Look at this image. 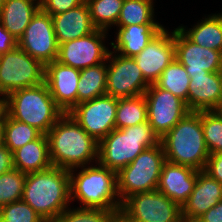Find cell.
Masks as SVG:
<instances>
[{
	"label": "cell",
	"instance_id": "8d00e7d4",
	"mask_svg": "<svg viewBox=\"0 0 222 222\" xmlns=\"http://www.w3.org/2000/svg\"><path fill=\"white\" fill-rule=\"evenodd\" d=\"M203 171L222 184V152L210 154Z\"/></svg>",
	"mask_w": 222,
	"mask_h": 222
},
{
	"label": "cell",
	"instance_id": "f1b7e54d",
	"mask_svg": "<svg viewBox=\"0 0 222 222\" xmlns=\"http://www.w3.org/2000/svg\"><path fill=\"white\" fill-rule=\"evenodd\" d=\"M155 84L164 90L172 92L175 96L186 102L188 107V88L190 76L185 67L174 58L173 61L164 69Z\"/></svg>",
	"mask_w": 222,
	"mask_h": 222
},
{
	"label": "cell",
	"instance_id": "4dcf8cb0",
	"mask_svg": "<svg viewBox=\"0 0 222 222\" xmlns=\"http://www.w3.org/2000/svg\"><path fill=\"white\" fill-rule=\"evenodd\" d=\"M124 0H86L90 9L92 24L96 29L108 31L116 25Z\"/></svg>",
	"mask_w": 222,
	"mask_h": 222
},
{
	"label": "cell",
	"instance_id": "3957f363",
	"mask_svg": "<svg viewBox=\"0 0 222 222\" xmlns=\"http://www.w3.org/2000/svg\"><path fill=\"white\" fill-rule=\"evenodd\" d=\"M168 162L204 170L210 155L201 124V111L188 112L160 138Z\"/></svg>",
	"mask_w": 222,
	"mask_h": 222
},
{
	"label": "cell",
	"instance_id": "ab89813d",
	"mask_svg": "<svg viewBox=\"0 0 222 222\" xmlns=\"http://www.w3.org/2000/svg\"><path fill=\"white\" fill-rule=\"evenodd\" d=\"M14 169L13 153L4 145L0 147V175Z\"/></svg>",
	"mask_w": 222,
	"mask_h": 222
},
{
	"label": "cell",
	"instance_id": "83f0119b",
	"mask_svg": "<svg viewBox=\"0 0 222 222\" xmlns=\"http://www.w3.org/2000/svg\"><path fill=\"white\" fill-rule=\"evenodd\" d=\"M147 121V103L144 94L118 98L115 129L138 125Z\"/></svg>",
	"mask_w": 222,
	"mask_h": 222
},
{
	"label": "cell",
	"instance_id": "d6986e66",
	"mask_svg": "<svg viewBox=\"0 0 222 222\" xmlns=\"http://www.w3.org/2000/svg\"><path fill=\"white\" fill-rule=\"evenodd\" d=\"M197 173L194 168L165 161L157 190L182 207L194 190Z\"/></svg>",
	"mask_w": 222,
	"mask_h": 222
},
{
	"label": "cell",
	"instance_id": "9c48e42d",
	"mask_svg": "<svg viewBox=\"0 0 222 222\" xmlns=\"http://www.w3.org/2000/svg\"><path fill=\"white\" fill-rule=\"evenodd\" d=\"M120 212L132 222H184L181 206L157 189L130 195Z\"/></svg>",
	"mask_w": 222,
	"mask_h": 222
},
{
	"label": "cell",
	"instance_id": "ac0fdd59",
	"mask_svg": "<svg viewBox=\"0 0 222 222\" xmlns=\"http://www.w3.org/2000/svg\"><path fill=\"white\" fill-rule=\"evenodd\" d=\"M188 109L211 111L222 108V71L189 75Z\"/></svg>",
	"mask_w": 222,
	"mask_h": 222
},
{
	"label": "cell",
	"instance_id": "e575fe53",
	"mask_svg": "<svg viewBox=\"0 0 222 222\" xmlns=\"http://www.w3.org/2000/svg\"><path fill=\"white\" fill-rule=\"evenodd\" d=\"M0 216L8 222H46L22 199L1 207Z\"/></svg>",
	"mask_w": 222,
	"mask_h": 222
},
{
	"label": "cell",
	"instance_id": "60d3db41",
	"mask_svg": "<svg viewBox=\"0 0 222 222\" xmlns=\"http://www.w3.org/2000/svg\"><path fill=\"white\" fill-rule=\"evenodd\" d=\"M109 222H132L125 215H123L120 211L116 212Z\"/></svg>",
	"mask_w": 222,
	"mask_h": 222
},
{
	"label": "cell",
	"instance_id": "7bdbcfd3",
	"mask_svg": "<svg viewBox=\"0 0 222 222\" xmlns=\"http://www.w3.org/2000/svg\"><path fill=\"white\" fill-rule=\"evenodd\" d=\"M3 145L2 130L0 129V147Z\"/></svg>",
	"mask_w": 222,
	"mask_h": 222
},
{
	"label": "cell",
	"instance_id": "cb8c5ba5",
	"mask_svg": "<svg viewBox=\"0 0 222 222\" xmlns=\"http://www.w3.org/2000/svg\"><path fill=\"white\" fill-rule=\"evenodd\" d=\"M39 9L40 3H36V0H5L0 11V22L18 40Z\"/></svg>",
	"mask_w": 222,
	"mask_h": 222
},
{
	"label": "cell",
	"instance_id": "1f68e13d",
	"mask_svg": "<svg viewBox=\"0 0 222 222\" xmlns=\"http://www.w3.org/2000/svg\"><path fill=\"white\" fill-rule=\"evenodd\" d=\"M204 139L210 154L222 152L221 110L201 111Z\"/></svg>",
	"mask_w": 222,
	"mask_h": 222
},
{
	"label": "cell",
	"instance_id": "f6af8a7d",
	"mask_svg": "<svg viewBox=\"0 0 222 222\" xmlns=\"http://www.w3.org/2000/svg\"><path fill=\"white\" fill-rule=\"evenodd\" d=\"M0 222H8L0 216Z\"/></svg>",
	"mask_w": 222,
	"mask_h": 222
},
{
	"label": "cell",
	"instance_id": "30bf717a",
	"mask_svg": "<svg viewBox=\"0 0 222 222\" xmlns=\"http://www.w3.org/2000/svg\"><path fill=\"white\" fill-rule=\"evenodd\" d=\"M144 96L147 103V121L159 138L190 112L184 100L159 88L155 83L150 84Z\"/></svg>",
	"mask_w": 222,
	"mask_h": 222
},
{
	"label": "cell",
	"instance_id": "ffe728a7",
	"mask_svg": "<svg viewBox=\"0 0 222 222\" xmlns=\"http://www.w3.org/2000/svg\"><path fill=\"white\" fill-rule=\"evenodd\" d=\"M221 200L222 184L203 170L198 171L194 190L181 207L183 221L195 222Z\"/></svg>",
	"mask_w": 222,
	"mask_h": 222
},
{
	"label": "cell",
	"instance_id": "d6a6232c",
	"mask_svg": "<svg viewBox=\"0 0 222 222\" xmlns=\"http://www.w3.org/2000/svg\"><path fill=\"white\" fill-rule=\"evenodd\" d=\"M26 175L17 169L0 175V208L22 199Z\"/></svg>",
	"mask_w": 222,
	"mask_h": 222
},
{
	"label": "cell",
	"instance_id": "7a4b0ae2",
	"mask_svg": "<svg viewBox=\"0 0 222 222\" xmlns=\"http://www.w3.org/2000/svg\"><path fill=\"white\" fill-rule=\"evenodd\" d=\"M22 200L46 222H53L71 201L69 170L51 167L26 175Z\"/></svg>",
	"mask_w": 222,
	"mask_h": 222
},
{
	"label": "cell",
	"instance_id": "484cf974",
	"mask_svg": "<svg viewBox=\"0 0 222 222\" xmlns=\"http://www.w3.org/2000/svg\"><path fill=\"white\" fill-rule=\"evenodd\" d=\"M107 65L88 67L80 70L77 87V104L106 95Z\"/></svg>",
	"mask_w": 222,
	"mask_h": 222
},
{
	"label": "cell",
	"instance_id": "7402d4cb",
	"mask_svg": "<svg viewBox=\"0 0 222 222\" xmlns=\"http://www.w3.org/2000/svg\"><path fill=\"white\" fill-rule=\"evenodd\" d=\"M117 39L111 42L114 52L124 57H134L139 54L164 27L160 24H143L118 26Z\"/></svg>",
	"mask_w": 222,
	"mask_h": 222
},
{
	"label": "cell",
	"instance_id": "8fae6325",
	"mask_svg": "<svg viewBox=\"0 0 222 222\" xmlns=\"http://www.w3.org/2000/svg\"><path fill=\"white\" fill-rule=\"evenodd\" d=\"M118 98L103 95L74 106L68 114L97 142L115 129Z\"/></svg>",
	"mask_w": 222,
	"mask_h": 222
},
{
	"label": "cell",
	"instance_id": "5bb4252c",
	"mask_svg": "<svg viewBox=\"0 0 222 222\" xmlns=\"http://www.w3.org/2000/svg\"><path fill=\"white\" fill-rule=\"evenodd\" d=\"M106 33L96 29L87 36L60 44L56 61L78 70L108 61L110 51L103 45Z\"/></svg>",
	"mask_w": 222,
	"mask_h": 222
},
{
	"label": "cell",
	"instance_id": "52a82bcc",
	"mask_svg": "<svg viewBox=\"0 0 222 222\" xmlns=\"http://www.w3.org/2000/svg\"><path fill=\"white\" fill-rule=\"evenodd\" d=\"M162 144L145 149L130 164L117 173L121 203L130 195L157 189L163 163Z\"/></svg>",
	"mask_w": 222,
	"mask_h": 222
},
{
	"label": "cell",
	"instance_id": "ee69618b",
	"mask_svg": "<svg viewBox=\"0 0 222 222\" xmlns=\"http://www.w3.org/2000/svg\"><path fill=\"white\" fill-rule=\"evenodd\" d=\"M4 3H5V0H0V11H1V8H2Z\"/></svg>",
	"mask_w": 222,
	"mask_h": 222
},
{
	"label": "cell",
	"instance_id": "5b68a950",
	"mask_svg": "<svg viewBox=\"0 0 222 222\" xmlns=\"http://www.w3.org/2000/svg\"><path fill=\"white\" fill-rule=\"evenodd\" d=\"M159 144L160 138L148 121L114 129L99 142L98 163L118 173L145 149Z\"/></svg>",
	"mask_w": 222,
	"mask_h": 222
},
{
	"label": "cell",
	"instance_id": "ba28073f",
	"mask_svg": "<svg viewBox=\"0 0 222 222\" xmlns=\"http://www.w3.org/2000/svg\"><path fill=\"white\" fill-rule=\"evenodd\" d=\"M45 82V66L18 45L0 55V95Z\"/></svg>",
	"mask_w": 222,
	"mask_h": 222
},
{
	"label": "cell",
	"instance_id": "b9f144b4",
	"mask_svg": "<svg viewBox=\"0 0 222 222\" xmlns=\"http://www.w3.org/2000/svg\"><path fill=\"white\" fill-rule=\"evenodd\" d=\"M4 114H5V98L2 97L0 98V129Z\"/></svg>",
	"mask_w": 222,
	"mask_h": 222
},
{
	"label": "cell",
	"instance_id": "4fadbf2b",
	"mask_svg": "<svg viewBox=\"0 0 222 222\" xmlns=\"http://www.w3.org/2000/svg\"><path fill=\"white\" fill-rule=\"evenodd\" d=\"M110 51L107 60L106 95L116 98L135 97L145 93L150 84L133 57ZM112 57V58H111Z\"/></svg>",
	"mask_w": 222,
	"mask_h": 222
},
{
	"label": "cell",
	"instance_id": "4316f807",
	"mask_svg": "<svg viewBox=\"0 0 222 222\" xmlns=\"http://www.w3.org/2000/svg\"><path fill=\"white\" fill-rule=\"evenodd\" d=\"M3 145L12 153L42 133L35 127L12 119L6 112L1 123Z\"/></svg>",
	"mask_w": 222,
	"mask_h": 222
},
{
	"label": "cell",
	"instance_id": "74e56055",
	"mask_svg": "<svg viewBox=\"0 0 222 222\" xmlns=\"http://www.w3.org/2000/svg\"><path fill=\"white\" fill-rule=\"evenodd\" d=\"M17 46V39L12 36L0 22V55L11 51Z\"/></svg>",
	"mask_w": 222,
	"mask_h": 222
},
{
	"label": "cell",
	"instance_id": "836d02e7",
	"mask_svg": "<svg viewBox=\"0 0 222 222\" xmlns=\"http://www.w3.org/2000/svg\"><path fill=\"white\" fill-rule=\"evenodd\" d=\"M115 211L101 208L66 209L53 222H109Z\"/></svg>",
	"mask_w": 222,
	"mask_h": 222
},
{
	"label": "cell",
	"instance_id": "e0dca14e",
	"mask_svg": "<svg viewBox=\"0 0 222 222\" xmlns=\"http://www.w3.org/2000/svg\"><path fill=\"white\" fill-rule=\"evenodd\" d=\"M80 70L56 60L45 66V83L56 104L68 113L77 105Z\"/></svg>",
	"mask_w": 222,
	"mask_h": 222
},
{
	"label": "cell",
	"instance_id": "2e32d148",
	"mask_svg": "<svg viewBox=\"0 0 222 222\" xmlns=\"http://www.w3.org/2000/svg\"><path fill=\"white\" fill-rule=\"evenodd\" d=\"M175 58L189 75L222 71V52L194 44L179 28L175 29Z\"/></svg>",
	"mask_w": 222,
	"mask_h": 222
},
{
	"label": "cell",
	"instance_id": "6da1fadb",
	"mask_svg": "<svg viewBox=\"0 0 222 222\" xmlns=\"http://www.w3.org/2000/svg\"><path fill=\"white\" fill-rule=\"evenodd\" d=\"M49 156L53 167L65 170L86 167L91 160L98 161L97 142L68 113L46 134Z\"/></svg>",
	"mask_w": 222,
	"mask_h": 222
},
{
	"label": "cell",
	"instance_id": "9a60e30c",
	"mask_svg": "<svg viewBox=\"0 0 222 222\" xmlns=\"http://www.w3.org/2000/svg\"><path fill=\"white\" fill-rule=\"evenodd\" d=\"M149 84H154L175 58V30L162 29L148 45L133 57Z\"/></svg>",
	"mask_w": 222,
	"mask_h": 222
},
{
	"label": "cell",
	"instance_id": "277c9868",
	"mask_svg": "<svg viewBox=\"0 0 222 222\" xmlns=\"http://www.w3.org/2000/svg\"><path fill=\"white\" fill-rule=\"evenodd\" d=\"M5 112L19 122L47 134L64 115L52 98L47 84L15 90L5 97Z\"/></svg>",
	"mask_w": 222,
	"mask_h": 222
},
{
	"label": "cell",
	"instance_id": "d4e9b609",
	"mask_svg": "<svg viewBox=\"0 0 222 222\" xmlns=\"http://www.w3.org/2000/svg\"><path fill=\"white\" fill-rule=\"evenodd\" d=\"M178 28L194 44L222 52L221 14H213L189 30H185L183 26Z\"/></svg>",
	"mask_w": 222,
	"mask_h": 222
},
{
	"label": "cell",
	"instance_id": "f35d334b",
	"mask_svg": "<svg viewBox=\"0 0 222 222\" xmlns=\"http://www.w3.org/2000/svg\"><path fill=\"white\" fill-rule=\"evenodd\" d=\"M195 222H222V200L206 213L200 216Z\"/></svg>",
	"mask_w": 222,
	"mask_h": 222
},
{
	"label": "cell",
	"instance_id": "44dd1931",
	"mask_svg": "<svg viewBox=\"0 0 222 222\" xmlns=\"http://www.w3.org/2000/svg\"><path fill=\"white\" fill-rule=\"evenodd\" d=\"M51 17L59 45L87 36L96 30L86 1L78 7Z\"/></svg>",
	"mask_w": 222,
	"mask_h": 222
},
{
	"label": "cell",
	"instance_id": "f546056e",
	"mask_svg": "<svg viewBox=\"0 0 222 222\" xmlns=\"http://www.w3.org/2000/svg\"><path fill=\"white\" fill-rule=\"evenodd\" d=\"M153 0H124L116 26L159 24L155 22Z\"/></svg>",
	"mask_w": 222,
	"mask_h": 222
},
{
	"label": "cell",
	"instance_id": "603a6c76",
	"mask_svg": "<svg viewBox=\"0 0 222 222\" xmlns=\"http://www.w3.org/2000/svg\"><path fill=\"white\" fill-rule=\"evenodd\" d=\"M14 169L23 173L40 172L52 167L46 134L28 142L13 152Z\"/></svg>",
	"mask_w": 222,
	"mask_h": 222
},
{
	"label": "cell",
	"instance_id": "d590c367",
	"mask_svg": "<svg viewBox=\"0 0 222 222\" xmlns=\"http://www.w3.org/2000/svg\"><path fill=\"white\" fill-rule=\"evenodd\" d=\"M85 1L86 0H42L40 2V9L53 16L78 7Z\"/></svg>",
	"mask_w": 222,
	"mask_h": 222
},
{
	"label": "cell",
	"instance_id": "7c38bea8",
	"mask_svg": "<svg viewBox=\"0 0 222 222\" xmlns=\"http://www.w3.org/2000/svg\"><path fill=\"white\" fill-rule=\"evenodd\" d=\"M17 45L44 66L56 60L59 44L51 15L39 9L17 40Z\"/></svg>",
	"mask_w": 222,
	"mask_h": 222
},
{
	"label": "cell",
	"instance_id": "8992f818",
	"mask_svg": "<svg viewBox=\"0 0 222 222\" xmlns=\"http://www.w3.org/2000/svg\"><path fill=\"white\" fill-rule=\"evenodd\" d=\"M98 165L84 166L76 176L73 169L69 171L71 200L78 199L84 205L82 208L119 212L122 203L118 195L117 172Z\"/></svg>",
	"mask_w": 222,
	"mask_h": 222
}]
</instances>
